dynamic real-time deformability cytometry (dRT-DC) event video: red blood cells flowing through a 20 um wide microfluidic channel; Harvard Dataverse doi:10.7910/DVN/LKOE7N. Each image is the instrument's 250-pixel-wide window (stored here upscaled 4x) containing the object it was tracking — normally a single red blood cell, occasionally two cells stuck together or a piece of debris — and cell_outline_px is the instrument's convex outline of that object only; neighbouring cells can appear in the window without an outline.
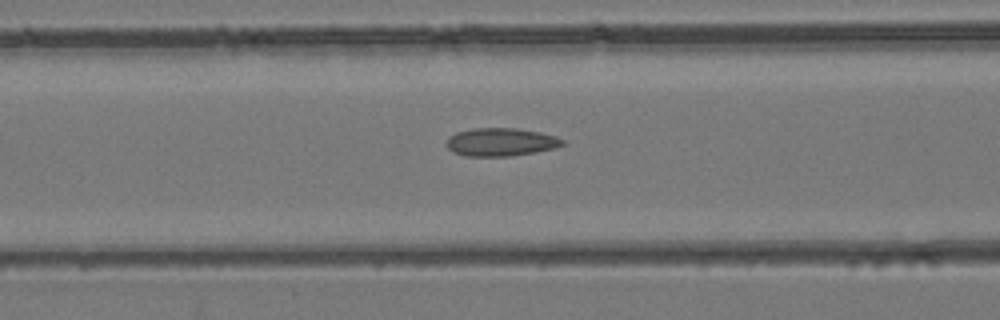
{"species": "common noctule bat (a hibernating species)", "species_latin": "Nyctalus noctula", "temperature_condition": "room temperature", "stored_images_in_passage": 36, "camera_frame_rate_fps": 3000, "um_per_image_px": 0.085, "animal": {"sex": "female", "body_mass_g": 24.6, "forearm_length_mm": 56.2}, "frame": {"image": 1, "passage_image": 18, "time_ms": 5.667, "image_size_px": [1000, 320], "cell_outline_px": [[564, 144], [556, 148], [536, 152], [512, 156], [464, 156], [452, 152], [444, 144], [448, 136], [456, 132], [472, 128], [516, 128], [540, 132], [556, 136], [564, 140]], "centroid_in_image_um": [42.54, 12.07], "position_along_channel_um": 124.1, "area_um2": 19.31}}
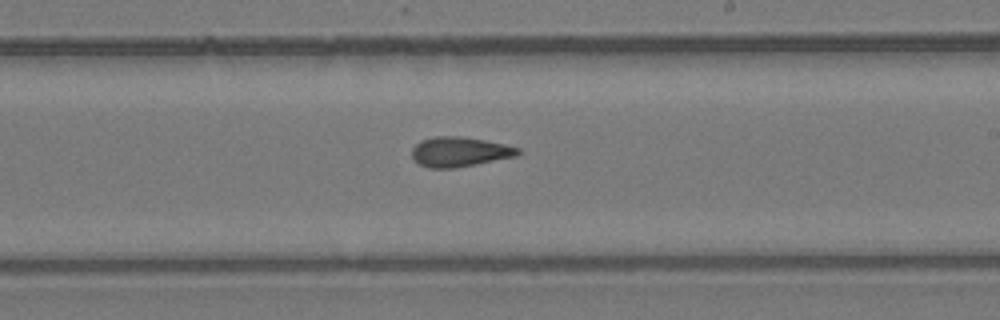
{"frame": {"image": 2, "passage_image": 26, "time_ms": 8.333, "image_size_px": [1000, 320], "cell_outline_px": [[524, 152], [516, 156], [476, 164], [452, 168], [428, 168], [420, 164], [412, 156], [412, 148], [420, 140], [436, 136], [464, 136], [504, 144], [520, 148]], "centroid_in_image_um": [39.09, 12.89], "position_along_channel_um": 249.9, "area_um2": 18.44}}
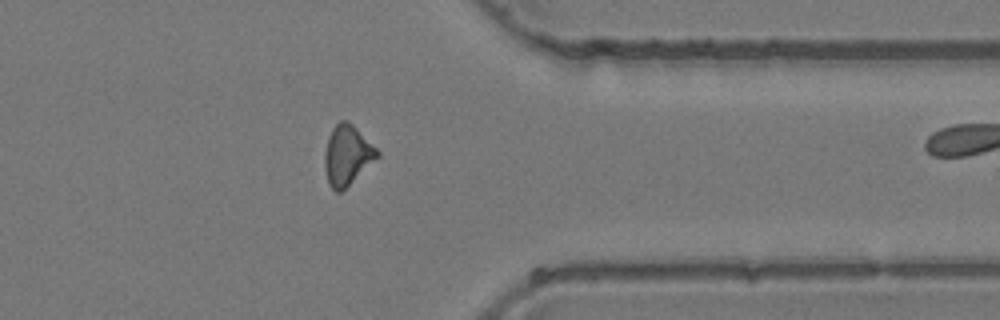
{"frame": {"image": 3, "passage_image": 35, "time_ms": 11.333, "image_size_px": [1000, 320], "cell_outline_px": [[380, 156], [340, 192], [336, 192], [328, 184], [324, 168], [324, 152], [328, 136], [332, 128], [340, 120], [348, 120], [380, 152]], "centroid_in_image_um": [29.49, 13.18], "position_along_channel_um": 381.9, "area_um2": 18.26}}